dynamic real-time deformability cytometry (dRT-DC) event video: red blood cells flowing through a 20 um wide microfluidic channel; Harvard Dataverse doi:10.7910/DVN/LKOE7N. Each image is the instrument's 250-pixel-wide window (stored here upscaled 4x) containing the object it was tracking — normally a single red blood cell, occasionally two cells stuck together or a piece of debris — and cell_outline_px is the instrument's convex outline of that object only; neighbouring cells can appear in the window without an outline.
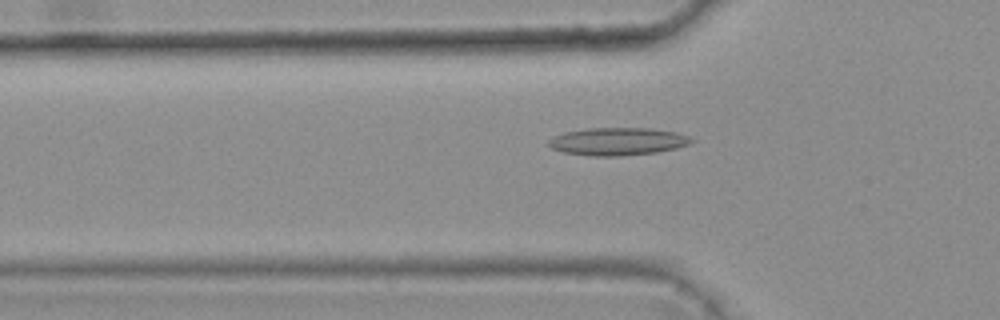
{"species": "common noctule bat (a hibernating species)", "species_latin": "Nyctalus noctula", "temperature_condition": "warm", "stored_images_in_passage": 48, "camera_frame_rate_fps": 3000, "um_per_image_px": 0.085, "animal": {"sex": "female", "body_mass_g": 25.1}, "frame": {"image": 1, "passage_image": 17, "time_ms": 5.333, "image_size_px": [1000, 320], "cell_outline_px": [[696, 140], [688, 144], [676, 148], [656, 152], [620, 156], [592, 156], [564, 152], [552, 148], [544, 144], [552, 136], [564, 132], [588, 128], [652, 128], [676, 132], [688, 136]], "centroid_in_image_um": [52.46, 12.02], "position_along_channel_um": 73.3, "area_um2": 23.18}}
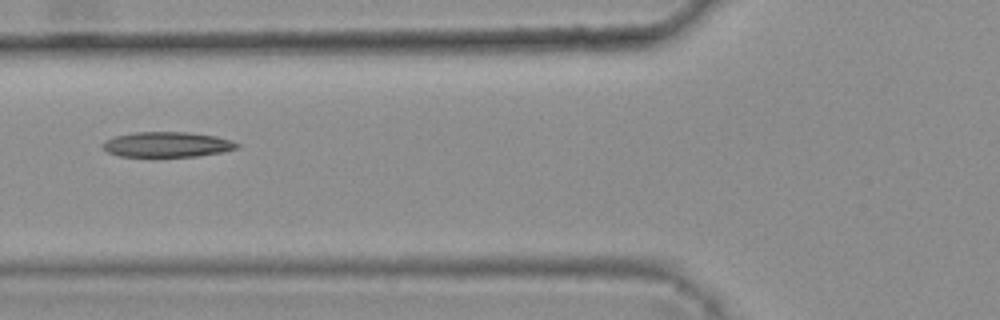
{"frame": {"image": 2, "passage_image": 20, "time_ms": 6.333, "image_size_px": [1000, 320], "cell_outline_px": [[240, 148], [224, 152], [196, 156], [120, 156], [108, 152], [100, 144], [104, 140], [112, 136], [132, 132], [188, 132], [216, 136], [232, 140], [240, 144]], "centroid_in_image_um": [14.21, 12.27], "position_along_channel_um": 111.6, "area_um2": 19.94}}
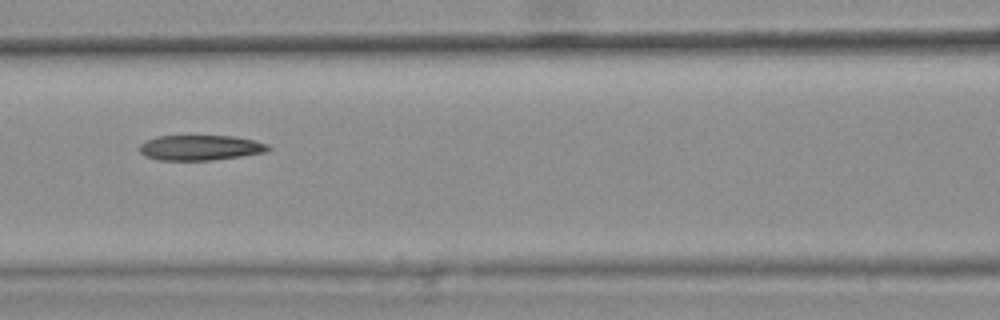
{"frame": {"image": 3, "passage_image": 23, "time_ms": 7.333, "image_size_px": [1000, 320], "cell_outline_px": [[272, 148], [264, 152], [240, 156], [208, 160], [160, 160], [148, 156], [140, 152], [140, 144], [144, 140], [156, 136], [232, 136], [252, 140], [268, 144]], "centroid_in_image_um": [17.0, 12.54], "position_along_channel_um": 149.6, "area_um2": 18.67}, "authors_computed_cell_mechanics": {"area_um2": 19.941, "velocity_mm_per_s": 3.7876, "shape_relaxation_time_tau1_ms": null, "shape_relaxation_time_tau2_ms": 4.1886, "deformation_change_tau1": null, "deformation_change_tau2": 0.141}}